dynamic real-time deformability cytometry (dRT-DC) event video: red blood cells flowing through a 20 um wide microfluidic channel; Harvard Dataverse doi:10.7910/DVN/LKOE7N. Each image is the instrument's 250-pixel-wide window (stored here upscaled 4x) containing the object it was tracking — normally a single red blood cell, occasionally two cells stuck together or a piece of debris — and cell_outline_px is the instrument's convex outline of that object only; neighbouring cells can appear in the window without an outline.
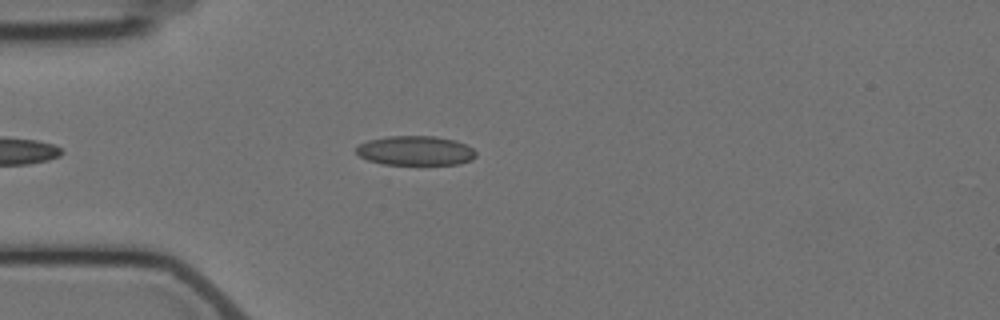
{"species": "Egyptian fruit bat (a non-hibernating species)", "species_latin": "Rousettus aegyptiacus", "temperature_condition": "cold", "stored_images_in_passage": 5, "camera_frame_rate_fps": 3000, "um_per_image_px": 0.085, "animal": {"sex": "female"}, "frame": {"image": 1, "passage_image": 4, "time_ms": 4.667, "image_size_px": [1000, 320], "cell_outline_px": [[476, 156], [472, 160], [460, 164], [384, 164], [368, 160], [360, 156], [356, 152], [356, 148], [360, 144], [368, 140], [388, 136], [436, 136], [456, 140], [472, 148], [476, 152]], "centroid_in_image_um": [35.33, 12.8], "position_along_channel_um": 49.7, "area_um2": 20.52}}